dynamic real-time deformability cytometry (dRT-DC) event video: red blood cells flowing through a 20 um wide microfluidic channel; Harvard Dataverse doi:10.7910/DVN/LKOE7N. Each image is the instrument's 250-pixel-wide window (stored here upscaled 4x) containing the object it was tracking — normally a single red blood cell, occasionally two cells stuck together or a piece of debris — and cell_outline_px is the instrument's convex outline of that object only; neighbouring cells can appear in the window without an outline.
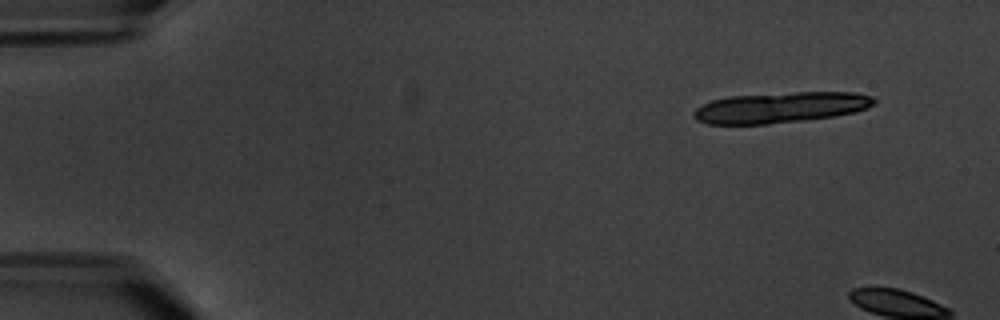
{"species": "common noctule bat (a hibernating species)", "species_latin": "Nyctalus noctula", "temperature_condition": "warm", "stored_images_in_passage": 2, "camera_frame_rate_fps": 3000, "um_per_image_px": 0.085, "animal": {"sex": "male", "body_mass_g": 20.1, "forearm_length_mm": 53.5}, "frame": {"image": 1, "passage_image": 1, "time_ms": 0.0, "image_size_px": [1000, 320], "cell_outline_px": [[876, 104], [868, 108], [852, 112], [832, 116], [808, 120], [768, 124], [708, 124], [696, 120], [692, 116], [692, 112], [696, 108], [712, 100], [728, 96], [796, 92], [852, 92], [872, 96], [876, 100]], "centroid_in_image_um": [66.33, 9.13], "position_along_channel_um": 18.7, "area_um2": 32.43}}